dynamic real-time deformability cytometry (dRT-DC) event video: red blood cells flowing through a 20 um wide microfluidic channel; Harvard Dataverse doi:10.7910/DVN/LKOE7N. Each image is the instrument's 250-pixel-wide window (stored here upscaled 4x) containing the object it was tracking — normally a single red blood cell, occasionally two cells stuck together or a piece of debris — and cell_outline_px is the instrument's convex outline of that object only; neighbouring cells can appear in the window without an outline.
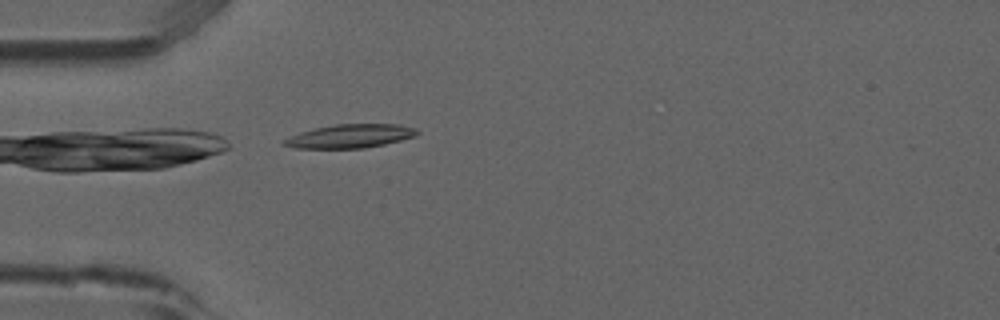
{"species": "common noctule bat (a hibernating species)", "species_latin": "Nyctalus noctula", "temperature_condition": "room temperature", "stored_images_in_passage": 1, "camera_frame_rate_fps": 3000, "um_per_image_px": 0.085, "animal": {"sex": "male", "forearm_length_mm": 52.5}, "frame": {"image": 1, "passage_image": 1, "time_ms": 0.0, "image_size_px": [1000, 320], "cell_outline_px": [[420, 132], [416, 136], [384, 144], [364, 148], [296, 148], [280, 144], [280, 140], [300, 132], [316, 128], [336, 124], [400, 124], [416, 128]], "centroid_in_image_um": [29.75, 11.57], "position_along_channel_um": 55.3, "area_um2": 18.38}}